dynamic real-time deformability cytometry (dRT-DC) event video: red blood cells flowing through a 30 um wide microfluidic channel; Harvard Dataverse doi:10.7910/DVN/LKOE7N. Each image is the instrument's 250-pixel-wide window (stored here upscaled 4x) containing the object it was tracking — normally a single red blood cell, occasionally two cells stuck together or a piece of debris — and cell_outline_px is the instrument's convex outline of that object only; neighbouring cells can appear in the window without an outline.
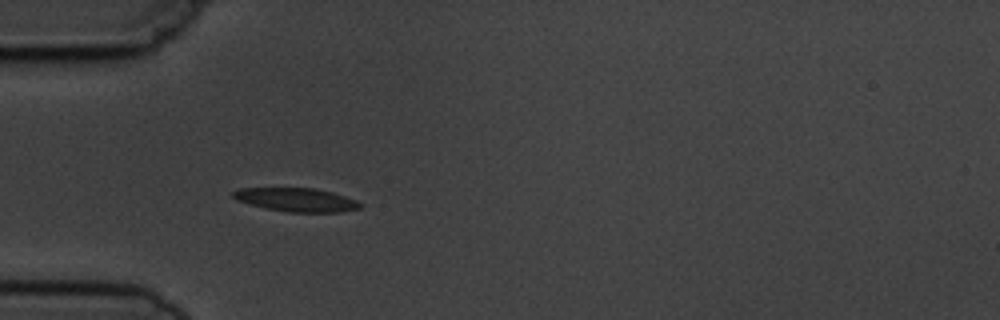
{"species": "common noctule bat (a hibernating species)", "species_latin": "Nyctalus noctula", "temperature_condition": "cold", "stored_images_in_passage": 5, "camera_frame_rate_fps": 3000, "um_per_image_px": 0.085, "animal": {"sex": "male", "body_mass_g": 19.5, "forearm_length_mm": 54.6}, "frame": {"image": 1, "passage_image": 4, "time_ms": 3.667, "image_size_px": [1000, 320], "cell_outline_px": [[364, 204], [360, 208], [340, 212], [288, 212], [264, 208], [236, 200], [232, 196], [232, 192], [240, 188], [316, 188], [332, 192], [356, 200]], "centroid_in_image_um": [25.2, 16.98], "position_along_channel_um": 59.8, "area_um2": 17.51}}
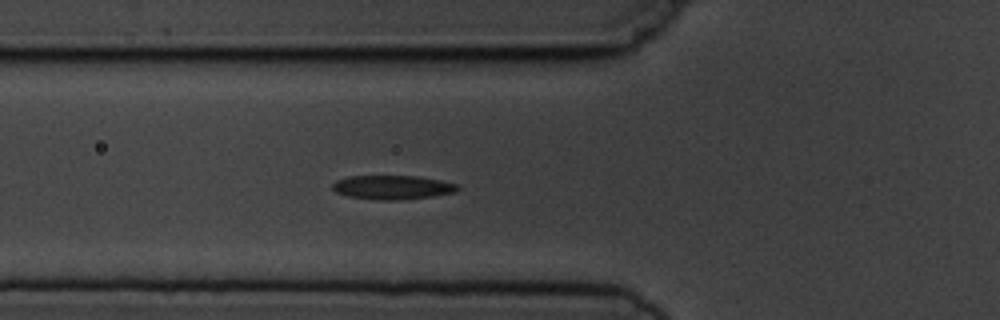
{"frame": {"image": 2, "passage_image": 5, "time_ms": 4.667, "image_size_px": [1000, 320], "cell_outline_px": [[460, 188], [456, 192], [432, 196], [400, 200], [380, 200], [348, 196], [336, 192], [332, 188], [332, 184], [336, 180], [348, 176], [420, 176], [440, 180], [456, 184]], "centroid_in_image_um": [33.36, 15.92], "position_along_channel_um": 92.4, "area_um2": 17.51}}